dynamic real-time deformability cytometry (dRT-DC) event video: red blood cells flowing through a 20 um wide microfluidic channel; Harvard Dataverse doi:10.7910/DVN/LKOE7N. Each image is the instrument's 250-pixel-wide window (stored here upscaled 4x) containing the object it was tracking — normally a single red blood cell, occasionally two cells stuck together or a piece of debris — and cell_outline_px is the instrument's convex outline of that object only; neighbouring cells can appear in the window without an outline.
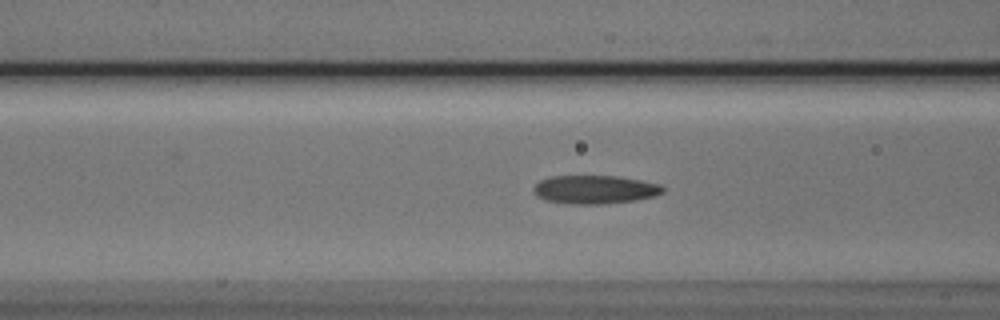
{"species": "Egyptian fruit bat (a non-hibernating species)", "species_latin": "Rousettus aegyptiacus", "temperature_condition": "cold", "stored_images_in_passage": 51, "camera_frame_rate_fps": 3000, "um_per_image_px": 0.085, "animal": {"sex": "male"}, "frame": {"image": 1, "passage_image": 18, "time_ms": 5.667, "image_size_px": [1000, 320], "cell_outline_px": [[664, 192], [656, 196], [636, 200], [604, 204], [568, 204], [544, 200], [536, 196], [532, 192], [532, 188], [540, 180], [552, 176], [616, 176], [640, 180], [660, 184], [664, 188]], "centroid_in_image_um": [50.54, 16.12], "position_along_channel_um": 116.1, "area_um2": 21.68}}
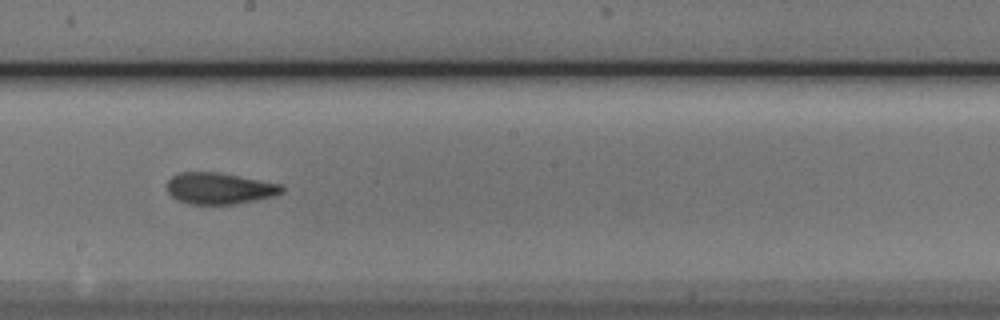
{"frame": {"image": 2, "passage_image": 27, "time_ms": 8.667, "image_size_px": [1000, 320], "cell_outline_px": [[284, 192], [276, 196], [236, 204], [188, 204], [176, 200], [168, 192], [168, 180], [172, 176], [180, 172], [220, 172], [284, 184]], "centroid_in_image_um": [18.71, 16.01], "position_along_channel_um": 229.5, "area_um2": 21.39}}
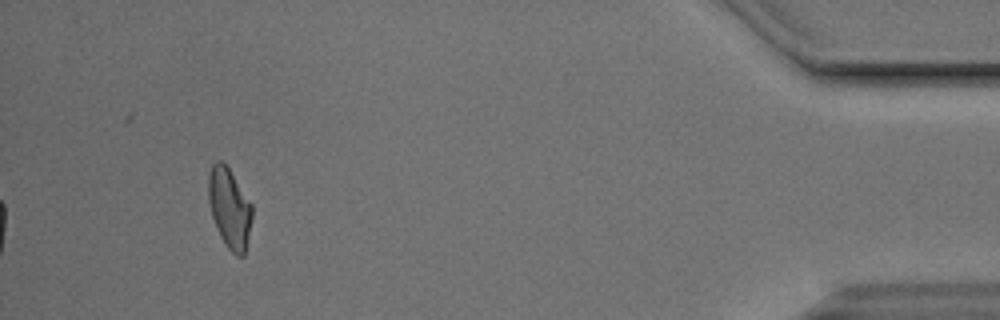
{"frame": {"image": 3, "passage_image": 47, "time_ms": 15.333, "image_size_px": [1000, 320], "cell_outline_px": [[252, 216], [244, 256], [236, 256], [228, 248], [220, 236], [216, 228], [212, 216], [208, 200], [208, 176], [212, 164], [216, 160], [224, 160], [252, 204]], "centroid_in_image_um": [19.49, 17.65], "position_along_channel_um": 415.7, "area_um2": 20.46}, "authors_computed_cell_mechanics": {"area_um2": 21.097, "velocity_mm_per_s": 3.7866, "shape_relaxation_time_tau1_ms": 6.5414, "shape_relaxation_time_tau2_ms": 2.8879, "deformation_change_tau1": 0.1591, "deformation_change_tau2": 0.1037}}